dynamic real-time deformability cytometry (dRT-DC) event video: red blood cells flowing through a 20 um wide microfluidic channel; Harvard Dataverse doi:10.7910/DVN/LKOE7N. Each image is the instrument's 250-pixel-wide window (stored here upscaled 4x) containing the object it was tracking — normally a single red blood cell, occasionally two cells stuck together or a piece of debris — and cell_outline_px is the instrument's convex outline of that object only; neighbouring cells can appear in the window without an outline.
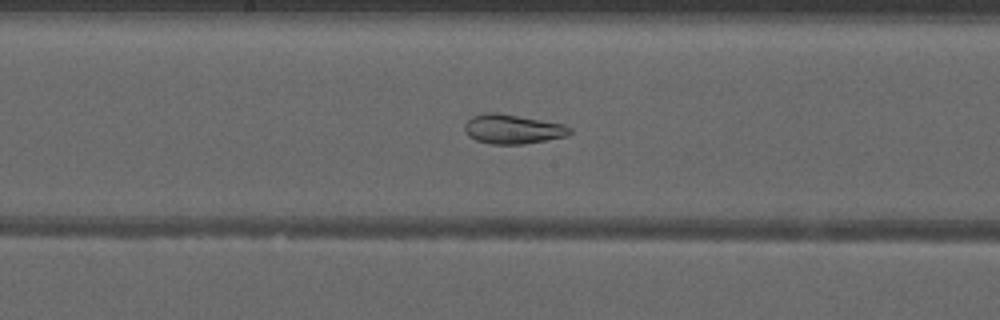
{"species": "common noctule bat (a hibernating species)", "species_latin": "Nyctalus noctula", "temperature_condition": "warm", "stored_images_in_passage": 39, "camera_frame_rate_fps": 3000, "um_per_image_px": 0.085, "animal": {"sex": "male", "forearm_length_mm": 52.5}, "frame": {"image": 1, "passage_image": 15, "time_ms": 4.667, "image_size_px": [1000, 320], "cell_outline_px": [[572, 132], [568, 136], [524, 144], [492, 144], [476, 140], [468, 136], [464, 132], [464, 124], [472, 116], [488, 112], [496, 112], [564, 124], [572, 128]], "centroid_in_image_um": [43.57, 10.98], "position_along_channel_um": 204.6, "area_um2": 18.09}}
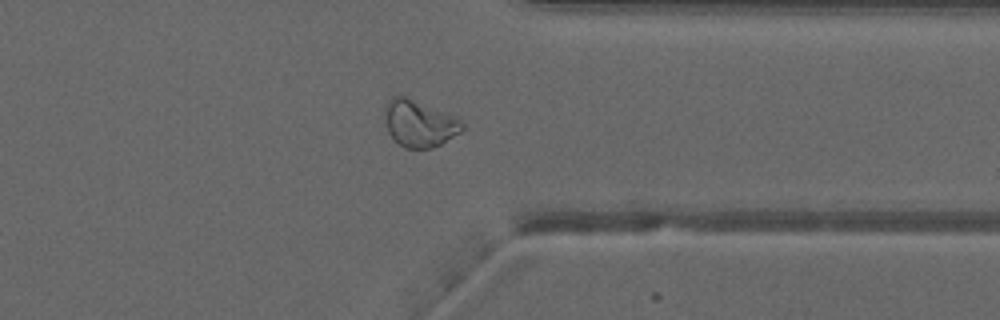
{"frame": {"image": 2, "passage_image": 28, "time_ms": 9.0, "image_size_px": [1000, 320], "cell_outline_px": [[464, 128], [460, 132], [440, 144], [432, 148], [404, 148], [388, 132], [384, 120], [384, 108], [388, 100], [392, 96], [404, 96], [456, 116], [464, 124]], "centroid_in_image_um": [35.62, 10.49], "position_along_channel_um": 375.8, "area_um2": 20.98}}
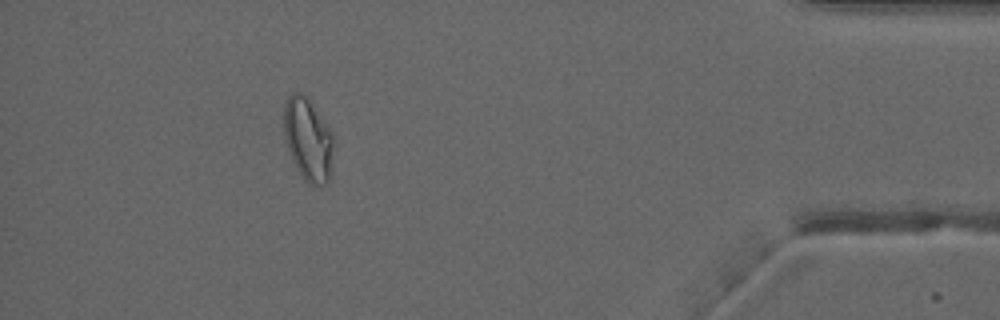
{"frame": {"image": 3, "passage_image": 34, "time_ms": 11.0, "image_size_px": [1000, 320], "cell_outline_px": [[332, 148], [328, 180], [324, 184], [308, 184], [304, 180], [296, 168], [288, 152], [284, 136], [284, 104], [288, 96], [292, 92], [300, 92], [308, 96], [332, 132]], "centroid_in_image_um": [26.14, 11.79], "position_along_channel_um": 409.1, "area_um2": 23.87}, "authors_computed_cell_mechanics": {"area_um2": 20.9814, "velocity_mm_per_s": 4.0103, "shape_relaxation_time_tau1_ms": null, "shape_relaxation_time_tau2_ms": 2.4985, "deformation_change_tau1": null, "deformation_change_tau2": 0.0797}}